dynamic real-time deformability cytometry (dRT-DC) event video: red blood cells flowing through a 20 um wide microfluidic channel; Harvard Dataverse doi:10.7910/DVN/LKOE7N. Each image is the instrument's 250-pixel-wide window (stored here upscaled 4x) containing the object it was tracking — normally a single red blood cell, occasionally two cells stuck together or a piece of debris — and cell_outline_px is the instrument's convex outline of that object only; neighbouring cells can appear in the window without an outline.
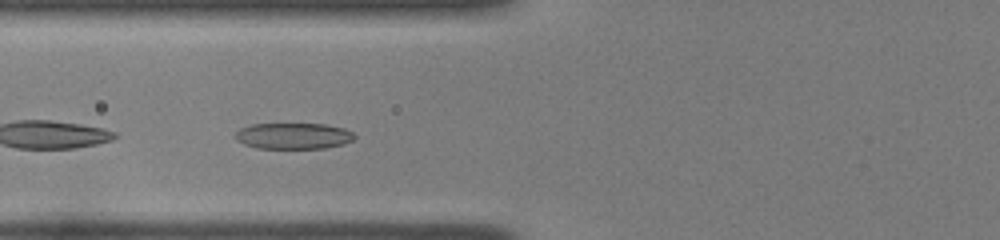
{"species": "common noctule bat (a hibernating species)", "species_latin": "Nyctalus noctula", "temperature_condition": "room temperature", "stored_images_in_passage": 43, "camera_frame_rate_fps": 3000, "um_per_image_px": 0.085, "animal": {"sex": "female", "body_mass_g": 22.0, "forearm_length_mm": 56.7}, "frame": {"image": 1, "passage_image": 13, "time_ms": 4.0, "image_size_px": [1000, 240], "cell_outline_px": [[356, 136], [352, 140], [344, 144], [324, 148], [256, 148], [244, 144], [236, 140], [232, 136], [240, 128], [252, 124], [324, 124], [344, 128], [352, 132]], "centroid_in_image_um": [24.91, 11.55], "position_along_channel_um": 100.9, "area_um2": 18.21}}
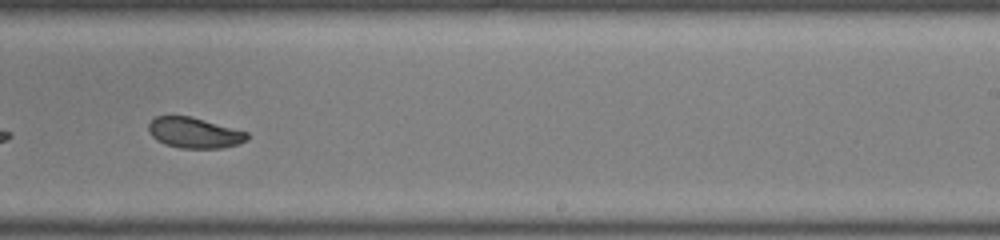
{"frame": {"image": 2, "passage_image": 26, "time_ms": 8.333, "image_size_px": [1000, 240], "cell_outline_px": [[248, 140], [240, 144], [220, 148], [180, 148], [164, 144], [156, 140], [148, 132], [148, 124], [156, 116], [192, 116], [248, 132]], "centroid_in_image_um": [16.52, 11.29], "position_along_channel_um": 272.5, "area_um2": 17.74}}
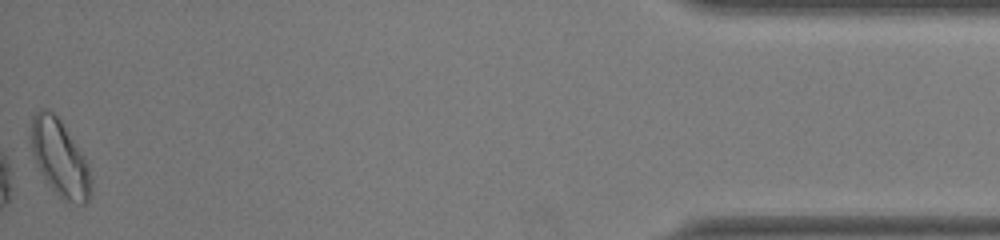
{"frame": {"image": 3, "passage_image": 43, "time_ms": 14.0, "image_size_px": [1000, 240], "cell_outline_px": [[92, 192], [88, 200], [84, 204], [80, 204], [64, 200], [52, 188], [36, 164], [32, 152], [32, 116], [40, 108], [48, 108], [60, 120], [88, 164], [92, 180]], "centroid_in_image_um": [5.1, 13.45], "position_along_channel_um": 430.1, "area_um2": 26.18}, "authors_computed_cell_mechanics": {"area_um2": 18.9584, "velocity_mm_per_s": 3.9676, "shape_relaxation_time_tau1_ms": 3.1839, "shape_relaxation_time_tau2_ms": 2.035, "deformation_change_tau1": 0.1382, "deformation_change_tau2": 0.0678}}